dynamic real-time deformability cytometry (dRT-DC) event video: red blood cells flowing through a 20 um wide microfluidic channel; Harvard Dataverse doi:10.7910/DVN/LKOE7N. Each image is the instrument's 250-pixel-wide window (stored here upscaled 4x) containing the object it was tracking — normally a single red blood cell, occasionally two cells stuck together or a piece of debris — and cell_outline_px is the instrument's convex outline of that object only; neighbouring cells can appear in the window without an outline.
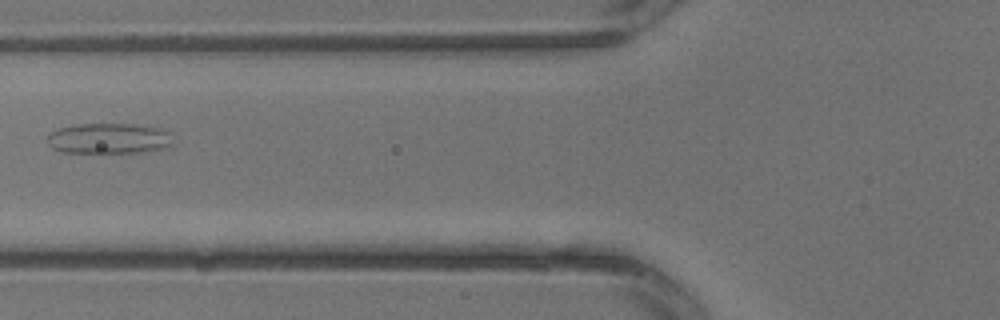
{"species": "common noctule bat (a hibernating species)", "species_latin": "Nyctalus noctula", "temperature_condition": "warm", "stored_images_in_passage": 4, "camera_frame_rate_fps": 3000, "um_per_image_px": 0.085, "animal": {"sex": "male", "body_mass_g": 13.3}, "frame": {"image": 1, "passage_image": 4, "time_ms": 1.0, "image_size_px": [1000, 320], "cell_outline_px": [[176, 144], [172, 148], [144, 152], [60, 152], [52, 148], [48, 144], [48, 132], [60, 128], [76, 124], [132, 124], [160, 128], [172, 132]], "centroid_in_image_um": [9.36, 11.77], "position_along_channel_um": 116.4, "area_um2": 22.95}}